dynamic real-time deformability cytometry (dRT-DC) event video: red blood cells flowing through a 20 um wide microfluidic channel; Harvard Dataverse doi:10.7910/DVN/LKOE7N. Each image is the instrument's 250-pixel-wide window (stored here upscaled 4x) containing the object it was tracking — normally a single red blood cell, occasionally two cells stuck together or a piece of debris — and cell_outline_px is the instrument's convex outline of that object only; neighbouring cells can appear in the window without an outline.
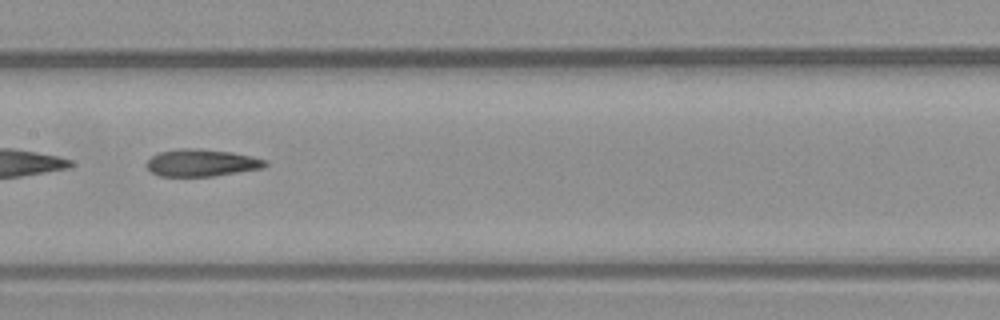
{"species": "common noctule bat (a hibernating species)", "species_latin": "Nyctalus noctula", "temperature_condition": "warm", "stored_images_in_passage": 35, "camera_frame_rate_fps": 3000, "um_per_image_px": 0.085, "animal": {"sex": "male", "body_mass_g": 23.1, "forearm_length_mm": 52.7}, "frame": {"image": 1, "passage_image": 11, "time_ms": 3.333, "image_size_px": [1000, 320], "cell_outline_px": [[268, 164], [264, 168], [212, 176], [160, 176], [152, 172], [144, 164], [152, 156], [160, 152], [180, 148], [196, 148], [232, 152], [252, 156], [268, 160]], "centroid_in_image_um": [17.16, 13.83], "position_along_channel_um": 190.2, "area_um2": 18.84}, "authors_computed_cell_mechanics": {"area_um2": 19.0162, "velocity_mm_per_s": 3.9801, "shape_relaxation_time_tau1_ms": 10.3693, "shape_relaxation_time_tau2_ms": 5.9953, "deformation_change_tau1": 0.2318, "deformation_change_tau2": 0.18}}